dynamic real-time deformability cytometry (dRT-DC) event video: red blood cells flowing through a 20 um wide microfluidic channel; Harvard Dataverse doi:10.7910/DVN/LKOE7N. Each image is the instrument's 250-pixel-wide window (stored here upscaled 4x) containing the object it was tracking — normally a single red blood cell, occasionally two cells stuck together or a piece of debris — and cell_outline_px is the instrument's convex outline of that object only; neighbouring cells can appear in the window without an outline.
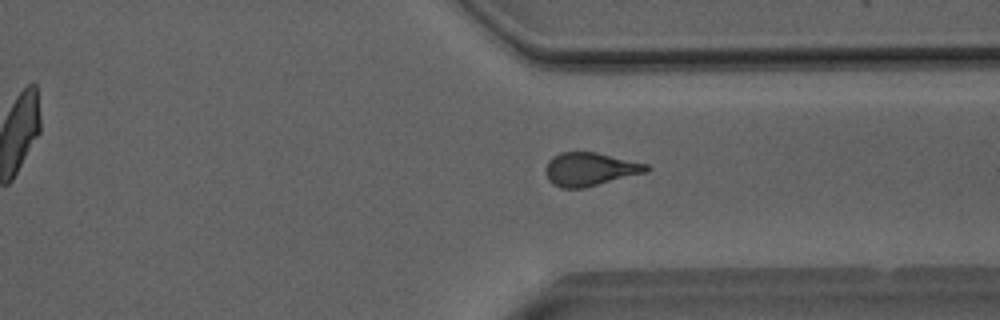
{"species": "Egyptian fruit bat (a non-hibernating species)", "species_latin": "Rousettus aegyptiacus", "temperature_condition": "room temperature", "stored_images_in_passage": 44, "camera_frame_rate_fps": 3000, "um_per_image_px": 0.085, "animal": {"sex": "male"}, "frame": {"image": 1, "passage_image": 38, "time_ms": 12.333, "image_size_px": [1000, 320], "cell_outline_px": [[652, 168], [644, 172], [584, 188], [560, 188], [552, 184], [548, 180], [544, 168], [548, 160], [552, 156], [560, 152], [596, 152], [648, 164]], "centroid_in_image_um": [50.09, 14.37], "position_along_channel_um": 361.3, "area_um2": 19.59}}